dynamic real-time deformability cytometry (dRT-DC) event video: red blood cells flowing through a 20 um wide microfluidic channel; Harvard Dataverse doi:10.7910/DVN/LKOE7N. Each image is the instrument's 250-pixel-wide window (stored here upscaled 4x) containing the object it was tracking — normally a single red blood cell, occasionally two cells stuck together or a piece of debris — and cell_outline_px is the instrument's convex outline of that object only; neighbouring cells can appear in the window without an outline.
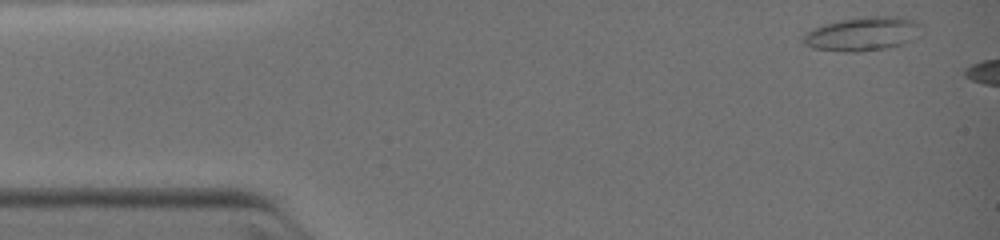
{"species": "common noctule bat (a hibernating species)", "species_latin": "Nyctalus noctula", "temperature_condition": "warm", "stored_images_in_passage": 5, "camera_frame_rate_fps": 3000, "um_per_image_px": 0.085, "animal": {"sex": "female", "body_mass_g": 19.0, "forearm_length_mm": 51.5}, "frame": {"image": 1, "passage_image": 2, "time_ms": 0.333, "image_size_px": [1000, 240], "cell_outline_px": [[924, 24], [912, 40], [904, 44], [888, 48], [856, 52], [844, 52], [812, 48], [804, 44], [800, 40], [812, 28], [824, 24], [840, 20], [864, 16], [900, 16], [916, 20]], "centroid_in_image_um": [73.34, 2.87], "position_along_channel_um": 11.7, "area_um2": 23.64}}